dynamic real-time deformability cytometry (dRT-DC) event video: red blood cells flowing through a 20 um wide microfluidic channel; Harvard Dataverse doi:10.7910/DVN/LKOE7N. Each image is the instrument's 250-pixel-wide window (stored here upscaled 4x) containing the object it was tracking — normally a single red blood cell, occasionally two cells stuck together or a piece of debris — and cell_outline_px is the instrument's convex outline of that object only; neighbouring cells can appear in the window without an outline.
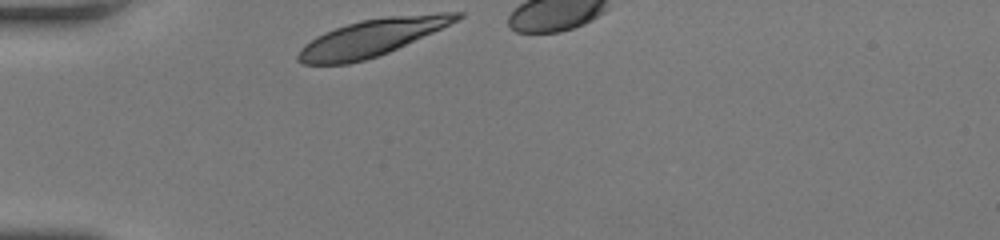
{"species": "human", "species_latin": "Homo sapiens", "temperature_condition": "room temperature", "stored_images_in_passage": 10, "camera_frame_rate_fps": 3000, "um_per_image_px": 0.085, "donor": {"sex": "female"}, "frame": {"image": 1, "passage_image": 1, "time_ms": 0.0, "image_size_px": [1000, 240], "cell_outline_px": [[464, 16], [432, 32], [388, 52], [364, 60], [348, 64], [300, 64], [296, 60], [296, 56], [300, 48], [304, 44], [316, 36], [324, 32], [360, 20], [388, 16], [440, 12], [464, 12]], "centroid_in_image_um": [31.54, 3.2], "position_along_channel_um": 53.5, "area_um2": 33.76}}
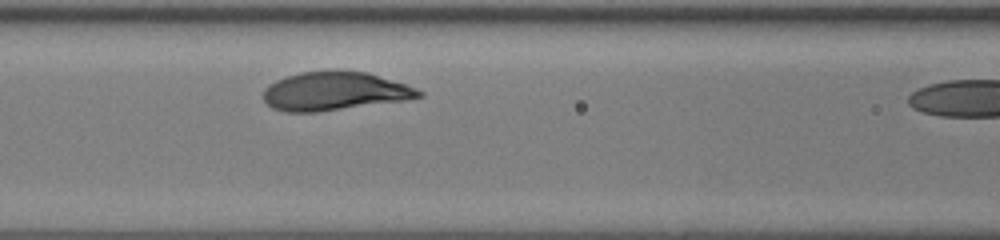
{"frame": {"image": 2, "passage_image": 9, "time_ms": 2.667, "image_size_px": [1000, 240], "cell_outline_px": [[424, 96], [404, 100], [316, 112], [284, 112], [272, 108], [264, 100], [264, 88], [268, 84], [276, 80], [300, 72], [332, 68], [336, 68], [368, 72], [416, 88], [424, 92]], "centroid_in_image_um": [28.42, 7.72], "position_along_channel_um": 138.2, "area_um2": 35.32}}